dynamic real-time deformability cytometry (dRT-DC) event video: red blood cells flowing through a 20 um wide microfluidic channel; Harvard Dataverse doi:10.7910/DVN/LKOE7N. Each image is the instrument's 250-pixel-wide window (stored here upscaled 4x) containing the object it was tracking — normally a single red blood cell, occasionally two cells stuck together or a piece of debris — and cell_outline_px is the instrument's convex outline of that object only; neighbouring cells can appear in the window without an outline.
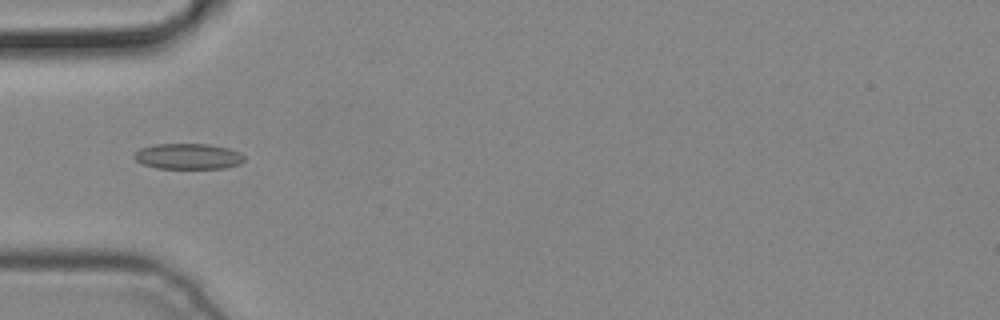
{"species": "common noctule bat (a hibernating species)", "species_latin": "Nyctalus noctula", "temperature_condition": "cold", "stored_images_in_passage": 1, "camera_frame_rate_fps": 3000, "um_per_image_px": 0.085, "animal": {"sex": "male", "body_mass_g": 19.2, "forearm_length_mm": 51.8}, "frame": {"image": 1, "passage_image": 1, "time_ms": 0.0, "image_size_px": [1000, 320], "cell_outline_px": [[244, 160], [240, 164], [224, 168], [156, 168], [144, 164], [136, 160], [132, 156], [140, 148], [156, 144], [208, 144], [228, 148], [240, 152], [244, 156]], "centroid_in_image_um": [16.0, 13.28], "position_along_channel_um": 69.0, "area_um2": 16.42}}